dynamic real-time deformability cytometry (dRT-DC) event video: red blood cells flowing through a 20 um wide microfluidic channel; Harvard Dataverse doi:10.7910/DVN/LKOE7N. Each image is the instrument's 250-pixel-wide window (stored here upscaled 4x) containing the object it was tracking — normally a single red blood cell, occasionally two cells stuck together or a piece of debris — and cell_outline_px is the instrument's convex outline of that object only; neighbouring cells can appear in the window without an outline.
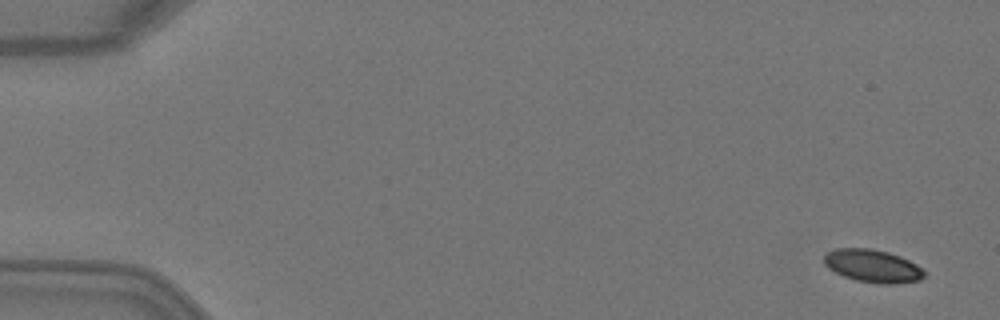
{"species": "Egyptian fruit bat (a non-hibernating species)", "species_latin": "Rousettus aegyptiacus", "temperature_condition": "warm", "stored_images_in_passage": 6, "camera_frame_rate_fps": 3000, "um_per_image_px": 0.085, "animal": {"sex": "female"}, "frame": {"image": 1, "passage_image": 1, "time_ms": 0.0, "image_size_px": [1000, 320], "cell_outline_px": [[924, 276], [920, 280], [896, 284], [880, 284], [856, 280], [844, 276], [828, 268], [824, 264], [824, 256], [828, 252], [836, 248], [872, 248], [888, 252], [900, 256], [916, 264], [924, 272]], "centroid_in_image_um": [74.17, 22.6], "position_along_channel_um": 10.8, "area_um2": 19.13}}
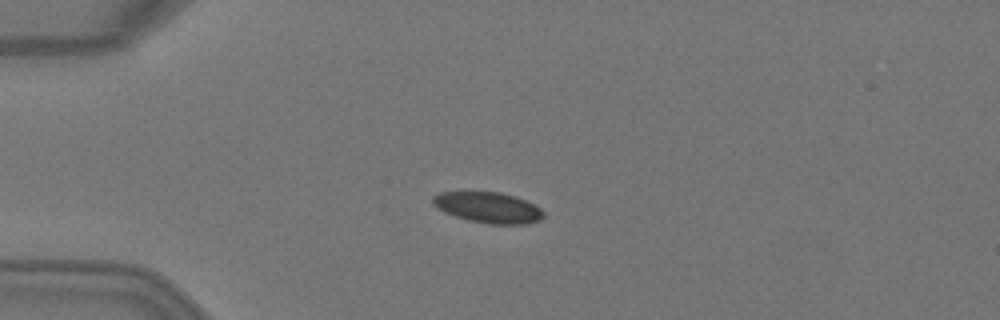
{"frame": {"image": 2, "passage_image": 3, "time_ms": 0.667, "image_size_px": [1000, 320], "cell_outline_px": [[544, 216], [540, 220], [528, 224], [488, 224], [468, 220], [444, 212], [436, 208], [432, 204], [432, 196], [440, 192], [500, 192], [516, 196], [540, 208], [544, 212]], "centroid_in_image_um": [41.48, 17.64], "position_along_channel_um": 43.5, "area_um2": 19.94}}
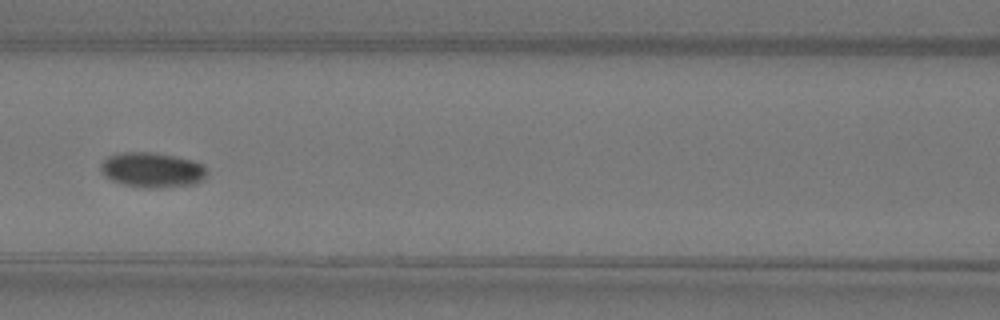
{"frame": {"image": 3, "passage_image": 6, "time_ms": 1.667, "image_size_px": [1000, 320], "cell_outline_px": [[208, 172], [204, 180], [196, 184], [156, 188], [144, 188], [124, 184], [112, 180], [104, 176], [100, 168], [100, 164], [108, 156], [120, 152], [152, 152], [176, 156], [192, 160], [204, 164], [208, 168]], "centroid_in_image_um": [12.98, 14.44], "position_along_channel_um": 153.6, "area_um2": 22.02}}